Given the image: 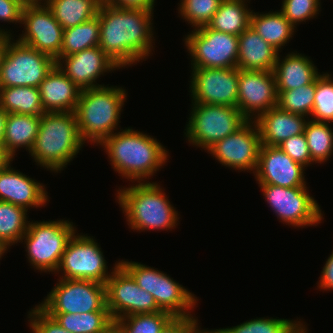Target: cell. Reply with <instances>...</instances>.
<instances>
[{"label":"cell","instance_id":"cell-1","mask_svg":"<svg viewBox=\"0 0 333 333\" xmlns=\"http://www.w3.org/2000/svg\"><path fill=\"white\" fill-rule=\"evenodd\" d=\"M97 15L99 47L120 68L135 65L152 52L153 10L113 7L101 2Z\"/></svg>","mask_w":333,"mask_h":333},{"label":"cell","instance_id":"cell-2","mask_svg":"<svg viewBox=\"0 0 333 333\" xmlns=\"http://www.w3.org/2000/svg\"><path fill=\"white\" fill-rule=\"evenodd\" d=\"M120 131L100 144L108 154L111 166L129 181L147 182L144 179L153 176L169 160L168 151L152 136L130 127Z\"/></svg>","mask_w":333,"mask_h":333},{"label":"cell","instance_id":"cell-3","mask_svg":"<svg viewBox=\"0 0 333 333\" xmlns=\"http://www.w3.org/2000/svg\"><path fill=\"white\" fill-rule=\"evenodd\" d=\"M75 112H45L29 155L43 168L63 170L83 147Z\"/></svg>","mask_w":333,"mask_h":333},{"label":"cell","instance_id":"cell-4","mask_svg":"<svg viewBox=\"0 0 333 333\" xmlns=\"http://www.w3.org/2000/svg\"><path fill=\"white\" fill-rule=\"evenodd\" d=\"M126 95L122 87L104 84L81 90L75 115L84 143L100 145L117 131Z\"/></svg>","mask_w":333,"mask_h":333},{"label":"cell","instance_id":"cell-5","mask_svg":"<svg viewBox=\"0 0 333 333\" xmlns=\"http://www.w3.org/2000/svg\"><path fill=\"white\" fill-rule=\"evenodd\" d=\"M116 194L129 228L136 231H159L177 226L179 214L158 183H137L119 188Z\"/></svg>","mask_w":333,"mask_h":333},{"label":"cell","instance_id":"cell-6","mask_svg":"<svg viewBox=\"0 0 333 333\" xmlns=\"http://www.w3.org/2000/svg\"><path fill=\"white\" fill-rule=\"evenodd\" d=\"M70 220L29 222L21 238L29 263L40 272H56L70 238L76 232Z\"/></svg>","mask_w":333,"mask_h":333},{"label":"cell","instance_id":"cell-7","mask_svg":"<svg viewBox=\"0 0 333 333\" xmlns=\"http://www.w3.org/2000/svg\"><path fill=\"white\" fill-rule=\"evenodd\" d=\"M137 285L153 295L158 307L173 317H195L191 311L198 299L167 274L138 262L119 261ZM191 310V311H189Z\"/></svg>","mask_w":333,"mask_h":333},{"label":"cell","instance_id":"cell-8","mask_svg":"<svg viewBox=\"0 0 333 333\" xmlns=\"http://www.w3.org/2000/svg\"><path fill=\"white\" fill-rule=\"evenodd\" d=\"M186 124V140L208 150L219 140L235 133L248 119L237 107L192 103Z\"/></svg>","mask_w":333,"mask_h":333},{"label":"cell","instance_id":"cell-9","mask_svg":"<svg viewBox=\"0 0 333 333\" xmlns=\"http://www.w3.org/2000/svg\"><path fill=\"white\" fill-rule=\"evenodd\" d=\"M8 36V44L0 66V87L32 86L40 83L56 65V60ZM13 41V42H12Z\"/></svg>","mask_w":333,"mask_h":333},{"label":"cell","instance_id":"cell-10","mask_svg":"<svg viewBox=\"0 0 333 333\" xmlns=\"http://www.w3.org/2000/svg\"><path fill=\"white\" fill-rule=\"evenodd\" d=\"M59 282L38 306L46 313H87L109 311L105 284L80 279L59 278Z\"/></svg>","mask_w":333,"mask_h":333},{"label":"cell","instance_id":"cell-11","mask_svg":"<svg viewBox=\"0 0 333 333\" xmlns=\"http://www.w3.org/2000/svg\"><path fill=\"white\" fill-rule=\"evenodd\" d=\"M183 40L192 58L191 69L237 67L238 36L206 25L193 29Z\"/></svg>","mask_w":333,"mask_h":333},{"label":"cell","instance_id":"cell-12","mask_svg":"<svg viewBox=\"0 0 333 333\" xmlns=\"http://www.w3.org/2000/svg\"><path fill=\"white\" fill-rule=\"evenodd\" d=\"M263 196L277 218L286 225L305 227L320 224L323 214L307 187L259 184Z\"/></svg>","mask_w":333,"mask_h":333},{"label":"cell","instance_id":"cell-13","mask_svg":"<svg viewBox=\"0 0 333 333\" xmlns=\"http://www.w3.org/2000/svg\"><path fill=\"white\" fill-rule=\"evenodd\" d=\"M98 243L90 236L76 232L68 241L60 264L55 274L62 273L59 278L91 280L105 284L111 276L107 263Z\"/></svg>","mask_w":333,"mask_h":333},{"label":"cell","instance_id":"cell-14","mask_svg":"<svg viewBox=\"0 0 333 333\" xmlns=\"http://www.w3.org/2000/svg\"><path fill=\"white\" fill-rule=\"evenodd\" d=\"M106 306L113 320L133 314L162 311L153 295L140 288L133 277L115 263L112 274L105 283Z\"/></svg>","mask_w":333,"mask_h":333},{"label":"cell","instance_id":"cell-15","mask_svg":"<svg viewBox=\"0 0 333 333\" xmlns=\"http://www.w3.org/2000/svg\"><path fill=\"white\" fill-rule=\"evenodd\" d=\"M192 103L237 107L239 69L192 68Z\"/></svg>","mask_w":333,"mask_h":333},{"label":"cell","instance_id":"cell-16","mask_svg":"<svg viewBox=\"0 0 333 333\" xmlns=\"http://www.w3.org/2000/svg\"><path fill=\"white\" fill-rule=\"evenodd\" d=\"M24 33L17 40L52 56H60L63 27L45 3H27L22 12Z\"/></svg>","mask_w":333,"mask_h":333},{"label":"cell","instance_id":"cell-17","mask_svg":"<svg viewBox=\"0 0 333 333\" xmlns=\"http://www.w3.org/2000/svg\"><path fill=\"white\" fill-rule=\"evenodd\" d=\"M259 129L254 120H248L235 133L219 140L208 153L222 165L255 174L261 147Z\"/></svg>","mask_w":333,"mask_h":333},{"label":"cell","instance_id":"cell-18","mask_svg":"<svg viewBox=\"0 0 333 333\" xmlns=\"http://www.w3.org/2000/svg\"><path fill=\"white\" fill-rule=\"evenodd\" d=\"M277 103L273 71L239 69L237 108L248 120H255L261 113L276 107Z\"/></svg>","mask_w":333,"mask_h":333},{"label":"cell","instance_id":"cell-19","mask_svg":"<svg viewBox=\"0 0 333 333\" xmlns=\"http://www.w3.org/2000/svg\"><path fill=\"white\" fill-rule=\"evenodd\" d=\"M304 170V166L291 159L278 146L261 145L254 176L258 184L307 187Z\"/></svg>","mask_w":333,"mask_h":333},{"label":"cell","instance_id":"cell-20","mask_svg":"<svg viewBox=\"0 0 333 333\" xmlns=\"http://www.w3.org/2000/svg\"><path fill=\"white\" fill-rule=\"evenodd\" d=\"M56 65L81 90L101 86L96 83L101 74L120 69L99 46L58 57Z\"/></svg>","mask_w":333,"mask_h":333},{"label":"cell","instance_id":"cell-21","mask_svg":"<svg viewBox=\"0 0 333 333\" xmlns=\"http://www.w3.org/2000/svg\"><path fill=\"white\" fill-rule=\"evenodd\" d=\"M8 163L0 171V201L30 209L39 208L48 202L45 186L27 177Z\"/></svg>","mask_w":333,"mask_h":333},{"label":"cell","instance_id":"cell-22","mask_svg":"<svg viewBox=\"0 0 333 333\" xmlns=\"http://www.w3.org/2000/svg\"><path fill=\"white\" fill-rule=\"evenodd\" d=\"M290 113L278 106L261 113L254 121L260 133L261 144L279 146L284 140L304 133L307 118Z\"/></svg>","mask_w":333,"mask_h":333},{"label":"cell","instance_id":"cell-23","mask_svg":"<svg viewBox=\"0 0 333 333\" xmlns=\"http://www.w3.org/2000/svg\"><path fill=\"white\" fill-rule=\"evenodd\" d=\"M44 112H75L81 89L55 65L40 83Z\"/></svg>","mask_w":333,"mask_h":333},{"label":"cell","instance_id":"cell-24","mask_svg":"<svg viewBox=\"0 0 333 333\" xmlns=\"http://www.w3.org/2000/svg\"><path fill=\"white\" fill-rule=\"evenodd\" d=\"M278 54L251 26L238 36V69L273 71Z\"/></svg>","mask_w":333,"mask_h":333},{"label":"cell","instance_id":"cell-25","mask_svg":"<svg viewBox=\"0 0 333 333\" xmlns=\"http://www.w3.org/2000/svg\"><path fill=\"white\" fill-rule=\"evenodd\" d=\"M278 54L273 70L277 90H291L312 83L319 75L313 61L298 52L287 54L280 60Z\"/></svg>","mask_w":333,"mask_h":333},{"label":"cell","instance_id":"cell-26","mask_svg":"<svg viewBox=\"0 0 333 333\" xmlns=\"http://www.w3.org/2000/svg\"><path fill=\"white\" fill-rule=\"evenodd\" d=\"M41 116L8 113L3 137V148L13 160L16 150L26 148L30 153L38 135Z\"/></svg>","mask_w":333,"mask_h":333},{"label":"cell","instance_id":"cell-27","mask_svg":"<svg viewBox=\"0 0 333 333\" xmlns=\"http://www.w3.org/2000/svg\"><path fill=\"white\" fill-rule=\"evenodd\" d=\"M250 26L270 45L278 51L292 39L295 28L279 10L268 13L252 11Z\"/></svg>","mask_w":333,"mask_h":333},{"label":"cell","instance_id":"cell-28","mask_svg":"<svg viewBox=\"0 0 333 333\" xmlns=\"http://www.w3.org/2000/svg\"><path fill=\"white\" fill-rule=\"evenodd\" d=\"M248 0H222L219 9L207 26L219 32L239 36L250 26L253 10L245 2Z\"/></svg>","mask_w":333,"mask_h":333},{"label":"cell","instance_id":"cell-29","mask_svg":"<svg viewBox=\"0 0 333 333\" xmlns=\"http://www.w3.org/2000/svg\"><path fill=\"white\" fill-rule=\"evenodd\" d=\"M0 107L7 113L41 116L44 114L39 88L0 87Z\"/></svg>","mask_w":333,"mask_h":333},{"label":"cell","instance_id":"cell-30","mask_svg":"<svg viewBox=\"0 0 333 333\" xmlns=\"http://www.w3.org/2000/svg\"><path fill=\"white\" fill-rule=\"evenodd\" d=\"M102 0H47L55 19L63 29L72 28L97 15Z\"/></svg>","mask_w":333,"mask_h":333},{"label":"cell","instance_id":"cell-31","mask_svg":"<svg viewBox=\"0 0 333 333\" xmlns=\"http://www.w3.org/2000/svg\"><path fill=\"white\" fill-rule=\"evenodd\" d=\"M100 21L96 15L89 21L63 30L62 46L59 57H66L85 49L99 46Z\"/></svg>","mask_w":333,"mask_h":333},{"label":"cell","instance_id":"cell-32","mask_svg":"<svg viewBox=\"0 0 333 333\" xmlns=\"http://www.w3.org/2000/svg\"><path fill=\"white\" fill-rule=\"evenodd\" d=\"M27 212L24 207L0 201V240L8 247L20 243L27 232Z\"/></svg>","mask_w":333,"mask_h":333},{"label":"cell","instance_id":"cell-33","mask_svg":"<svg viewBox=\"0 0 333 333\" xmlns=\"http://www.w3.org/2000/svg\"><path fill=\"white\" fill-rule=\"evenodd\" d=\"M47 314L71 333H99L113 321L109 311Z\"/></svg>","mask_w":333,"mask_h":333},{"label":"cell","instance_id":"cell-34","mask_svg":"<svg viewBox=\"0 0 333 333\" xmlns=\"http://www.w3.org/2000/svg\"><path fill=\"white\" fill-rule=\"evenodd\" d=\"M301 320L277 318H254L237 326L215 329L206 333H300L305 325Z\"/></svg>","mask_w":333,"mask_h":333},{"label":"cell","instance_id":"cell-35","mask_svg":"<svg viewBox=\"0 0 333 333\" xmlns=\"http://www.w3.org/2000/svg\"><path fill=\"white\" fill-rule=\"evenodd\" d=\"M327 122L307 120L304 134L313 162H327L333 153V129Z\"/></svg>","mask_w":333,"mask_h":333},{"label":"cell","instance_id":"cell-36","mask_svg":"<svg viewBox=\"0 0 333 333\" xmlns=\"http://www.w3.org/2000/svg\"><path fill=\"white\" fill-rule=\"evenodd\" d=\"M315 90L316 79L308 85H303L295 89L277 90V106L284 111L309 118L314 106Z\"/></svg>","mask_w":333,"mask_h":333},{"label":"cell","instance_id":"cell-37","mask_svg":"<svg viewBox=\"0 0 333 333\" xmlns=\"http://www.w3.org/2000/svg\"><path fill=\"white\" fill-rule=\"evenodd\" d=\"M173 316L166 311L133 314L116 320L121 333H159Z\"/></svg>","mask_w":333,"mask_h":333},{"label":"cell","instance_id":"cell-38","mask_svg":"<svg viewBox=\"0 0 333 333\" xmlns=\"http://www.w3.org/2000/svg\"><path fill=\"white\" fill-rule=\"evenodd\" d=\"M332 74H320L316 78V90L311 119L333 123V78Z\"/></svg>","mask_w":333,"mask_h":333},{"label":"cell","instance_id":"cell-39","mask_svg":"<svg viewBox=\"0 0 333 333\" xmlns=\"http://www.w3.org/2000/svg\"><path fill=\"white\" fill-rule=\"evenodd\" d=\"M178 13L194 29L206 26L219 9L222 0H180Z\"/></svg>","mask_w":333,"mask_h":333},{"label":"cell","instance_id":"cell-40","mask_svg":"<svg viewBox=\"0 0 333 333\" xmlns=\"http://www.w3.org/2000/svg\"><path fill=\"white\" fill-rule=\"evenodd\" d=\"M321 0H283L281 12L285 18L296 27L306 20L316 18L321 11ZM296 25V26H295Z\"/></svg>","mask_w":333,"mask_h":333},{"label":"cell","instance_id":"cell-41","mask_svg":"<svg viewBox=\"0 0 333 333\" xmlns=\"http://www.w3.org/2000/svg\"><path fill=\"white\" fill-rule=\"evenodd\" d=\"M278 147L291 159L304 167L314 163L311 159L307 139L304 133L284 140Z\"/></svg>","mask_w":333,"mask_h":333},{"label":"cell","instance_id":"cell-42","mask_svg":"<svg viewBox=\"0 0 333 333\" xmlns=\"http://www.w3.org/2000/svg\"><path fill=\"white\" fill-rule=\"evenodd\" d=\"M30 330L33 333H71L64 329L53 317L44 312L38 305L28 312Z\"/></svg>","mask_w":333,"mask_h":333},{"label":"cell","instance_id":"cell-43","mask_svg":"<svg viewBox=\"0 0 333 333\" xmlns=\"http://www.w3.org/2000/svg\"><path fill=\"white\" fill-rule=\"evenodd\" d=\"M24 6L25 3L21 0H0V21L22 24V12ZM0 34L12 36L11 32L1 28Z\"/></svg>","mask_w":333,"mask_h":333},{"label":"cell","instance_id":"cell-44","mask_svg":"<svg viewBox=\"0 0 333 333\" xmlns=\"http://www.w3.org/2000/svg\"><path fill=\"white\" fill-rule=\"evenodd\" d=\"M198 324L195 317H172L159 333H206Z\"/></svg>","mask_w":333,"mask_h":333},{"label":"cell","instance_id":"cell-45","mask_svg":"<svg viewBox=\"0 0 333 333\" xmlns=\"http://www.w3.org/2000/svg\"><path fill=\"white\" fill-rule=\"evenodd\" d=\"M113 7L154 10L155 0H102Z\"/></svg>","mask_w":333,"mask_h":333},{"label":"cell","instance_id":"cell-46","mask_svg":"<svg viewBox=\"0 0 333 333\" xmlns=\"http://www.w3.org/2000/svg\"><path fill=\"white\" fill-rule=\"evenodd\" d=\"M318 281V288L322 290H333V251L326 260Z\"/></svg>","mask_w":333,"mask_h":333},{"label":"cell","instance_id":"cell-47","mask_svg":"<svg viewBox=\"0 0 333 333\" xmlns=\"http://www.w3.org/2000/svg\"><path fill=\"white\" fill-rule=\"evenodd\" d=\"M7 112L0 107V145L3 144V137L6 127Z\"/></svg>","mask_w":333,"mask_h":333},{"label":"cell","instance_id":"cell-48","mask_svg":"<svg viewBox=\"0 0 333 333\" xmlns=\"http://www.w3.org/2000/svg\"><path fill=\"white\" fill-rule=\"evenodd\" d=\"M99 333H121V328L116 320H113Z\"/></svg>","mask_w":333,"mask_h":333},{"label":"cell","instance_id":"cell-49","mask_svg":"<svg viewBox=\"0 0 333 333\" xmlns=\"http://www.w3.org/2000/svg\"><path fill=\"white\" fill-rule=\"evenodd\" d=\"M8 44V35L0 34V66Z\"/></svg>","mask_w":333,"mask_h":333},{"label":"cell","instance_id":"cell-50","mask_svg":"<svg viewBox=\"0 0 333 333\" xmlns=\"http://www.w3.org/2000/svg\"><path fill=\"white\" fill-rule=\"evenodd\" d=\"M13 160L6 154L3 146L0 145V171Z\"/></svg>","mask_w":333,"mask_h":333},{"label":"cell","instance_id":"cell-51","mask_svg":"<svg viewBox=\"0 0 333 333\" xmlns=\"http://www.w3.org/2000/svg\"><path fill=\"white\" fill-rule=\"evenodd\" d=\"M8 248L9 247L0 240V259L2 258V256L7 251Z\"/></svg>","mask_w":333,"mask_h":333},{"label":"cell","instance_id":"cell-52","mask_svg":"<svg viewBox=\"0 0 333 333\" xmlns=\"http://www.w3.org/2000/svg\"><path fill=\"white\" fill-rule=\"evenodd\" d=\"M25 4L27 3H45L47 0H22Z\"/></svg>","mask_w":333,"mask_h":333},{"label":"cell","instance_id":"cell-53","mask_svg":"<svg viewBox=\"0 0 333 333\" xmlns=\"http://www.w3.org/2000/svg\"><path fill=\"white\" fill-rule=\"evenodd\" d=\"M306 329L308 330L307 326L300 333H308Z\"/></svg>","mask_w":333,"mask_h":333}]
</instances>
